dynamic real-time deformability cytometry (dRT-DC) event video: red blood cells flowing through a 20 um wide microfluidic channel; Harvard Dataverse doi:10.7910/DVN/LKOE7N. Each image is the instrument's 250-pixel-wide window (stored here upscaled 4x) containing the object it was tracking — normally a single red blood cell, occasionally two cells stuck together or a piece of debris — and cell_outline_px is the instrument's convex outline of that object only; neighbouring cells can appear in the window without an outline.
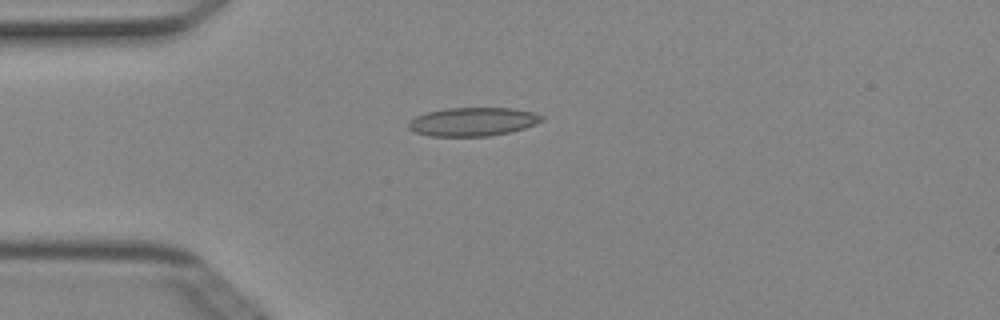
{"species": "Egyptian fruit bat (a non-hibernating species)", "species_latin": "Rousettus aegyptiacus", "temperature_condition": "cold", "stored_images_in_passage": 4, "camera_frame_rate_fps": 3000, "um_per_image_px": 0.085, "animal": {"sex": "female"}, "frame": {"image": 1, "passage_image": 4, "time_ms": 1.0, "image_size_px": [1000, 320], "cell_outline_px": [[544, 120], [536, 124], [524, 128], [508, 132], [488, 136], [432, 136], [416, 132], [408, 128], [408, 124], [416, 116], [428, 112], [444, 108], [516, 108], [532, 112], [544, 116]], "centroid_in_image_um": [40.22, 10.34], "position_along_channel_um": 44.8, "area_um2": 22.08}}